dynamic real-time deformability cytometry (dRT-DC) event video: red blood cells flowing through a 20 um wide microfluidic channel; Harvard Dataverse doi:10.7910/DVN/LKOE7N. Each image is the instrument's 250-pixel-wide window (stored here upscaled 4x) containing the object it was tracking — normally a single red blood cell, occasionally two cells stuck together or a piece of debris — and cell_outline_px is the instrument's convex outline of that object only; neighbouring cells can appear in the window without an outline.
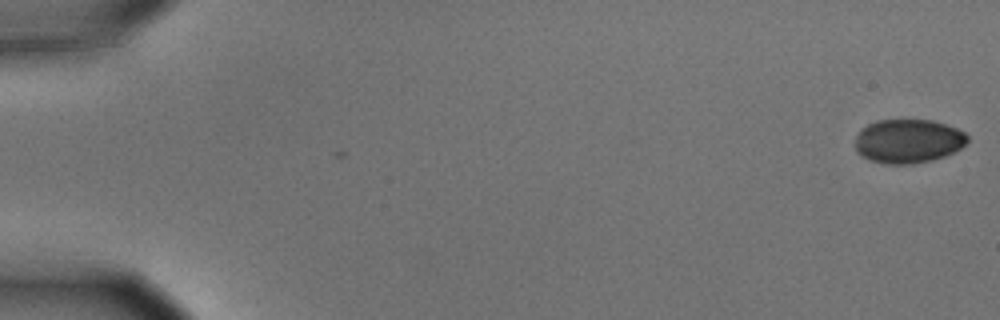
{"species": "common noctule bat (a hibernating species)", "species_latin": "Nyctalus noctula", "temperature_condition": "cold", "stored_images_in_passage": 45, "camera_frame_rate_fps": 3000, "um_per_image_px": 0.085, "animal": {"sex": "male", "body_mass_g": 15.6}, "frame": {"image": 1, "passage_image": 1, "time_ms": 0.0, "image_size_px": [1000, 320], "cell_outline_px": [[968, 140], [960, 148], [944, 156], [932, 160], [912, 164], [888, 164], [872, 160], [860, 156], [856, 152], [856, 136], [868, 124], [876, 120], [932, 120], [956, 128], [964, 132], [968, 136]], "centroid_in_image_um": [77.19, 12.0], "position_along_channel_um": 7.8, "area_um2": 28.55}}
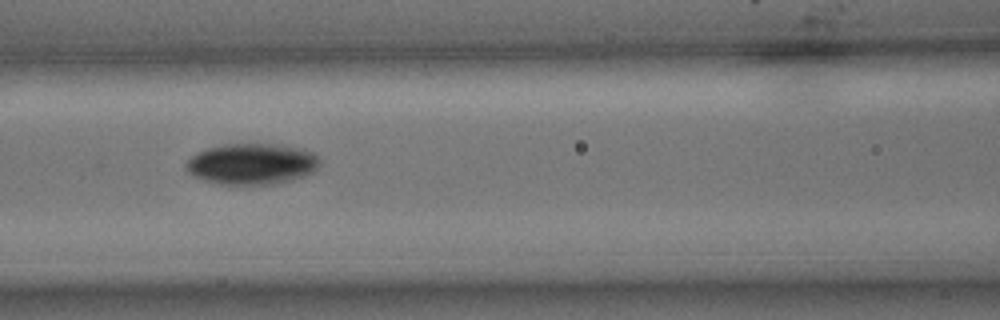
{"frame": {"image": 2, "passage_image": 25, "time_ms": 8.0, "image_size_px": [1000, 320], "cell_outline_px": [[320, 164], [312, 172], [304, 176], [272, 184], [220, 184], [204, 180], [192, 176], [184, 168], [184, 164], [196, 152], [204, 148], [224, 144], [276, 144], [296, 148], [312, 152], [320, 160]], "centroid_in_image_um": [21.33, 13.93], "position_along_channel_um": 145.3, "area_um2": 31.91}}
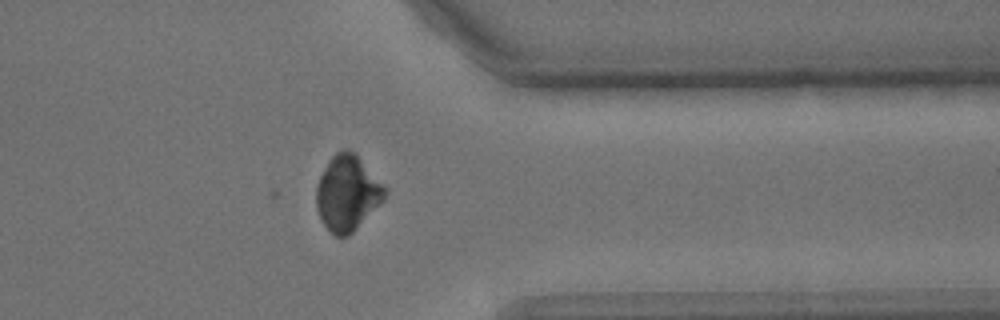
{"frame": {"image": 3, "passage_image": 45, "time_ms": 14.667, "image_size_px": [1000, 320], "cell_outline_px": [[388, 192], [384, 200], [348, 236], [336, 236], [320, 220], [316, 208], [316, 184], [328, 160], [336, 152], [344, 148], [356, 152], [388, 188]], "centroid_in_image_um": [29.54, 16.37], "position_along_channel_um": 381.9, "area_um2": 30.46}}